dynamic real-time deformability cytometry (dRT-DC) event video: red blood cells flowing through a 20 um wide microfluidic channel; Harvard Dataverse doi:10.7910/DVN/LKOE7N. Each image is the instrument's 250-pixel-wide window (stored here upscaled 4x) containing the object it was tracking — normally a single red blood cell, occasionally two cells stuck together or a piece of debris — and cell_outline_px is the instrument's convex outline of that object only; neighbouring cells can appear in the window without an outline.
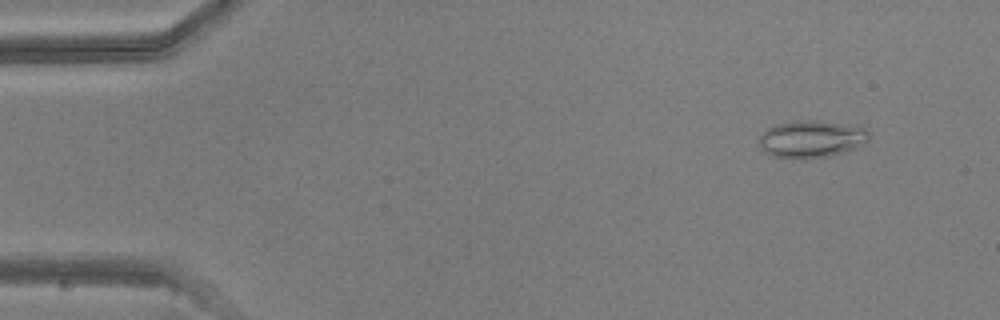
{"species": "common noctule bat (a hibernating species)", "species_latin": "Nyctalus noctula", "temperature_condition": "warm", "stored_images_in_passage": 50, "camera_frame_rate_fps": 3000, "um_per_image_px": 0.085, "animal": {"sex": "male", "body_mass_g": 20.5, "forearm_length_mm": 52.5}, "frame": {"image": 1, "passage_image": 5, "time_ms": 1.333, "image_size_px": [1000, 320], "cell_outline_px": [[868, 140], [864, 144], [856, 148], [844, 152], [828, 156], [804, 160], [800, 160], [772, 156], [764, 152], [760, 148], [760, 136], [772, 124], [796, 120], [816, 120], [860, 124], [868, 132]], "centroid_in_image_um": [68.99, 11.81], "position_along_channel_um": 16.0, "area_um2": 24.62}}
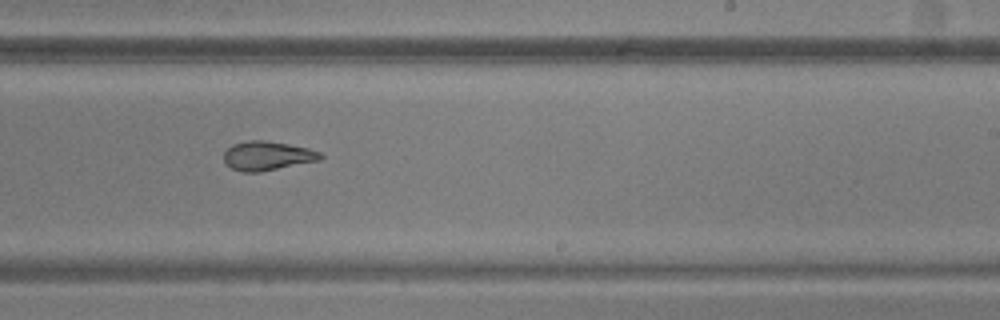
{"frame": {"image": 2, "passage_image": 31, "time_ms": 10.0, "image_size_px": [1000, 320], "cell_outline_px": [[324, 156], [320, 160], [260, 172], [244, 172], [232, 168], [224, 164], [224, 152], [232, 144], [248, 140], [268, 140], [308, 148], [320, 152]], "centroid_in_image_um": [22.71, 13.24], "position_along_channel_um": 266.3, "area_um2": 16.47}}
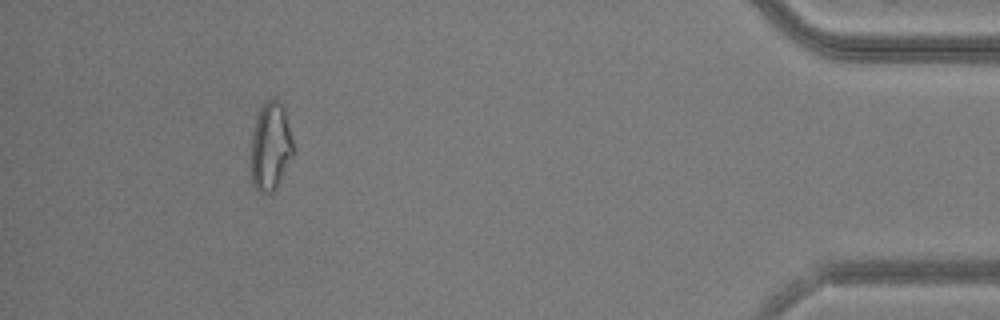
{"frame": {"image": 3, "passage_image": 46, "time_ms": 15.0, "image_size_px": [1000, 320], "cell_outline_px": [[292, 156], [276, 188], [272, 192], [260, 192], [252, 184], [252, 132], [260, 108], [268, 100], [276, 100], [284, 108], [292, 140]], "centroid_in_image_um": [22.99, 12.47], "position_along_channel_um": 412.2, "area_um2": 20.98}}